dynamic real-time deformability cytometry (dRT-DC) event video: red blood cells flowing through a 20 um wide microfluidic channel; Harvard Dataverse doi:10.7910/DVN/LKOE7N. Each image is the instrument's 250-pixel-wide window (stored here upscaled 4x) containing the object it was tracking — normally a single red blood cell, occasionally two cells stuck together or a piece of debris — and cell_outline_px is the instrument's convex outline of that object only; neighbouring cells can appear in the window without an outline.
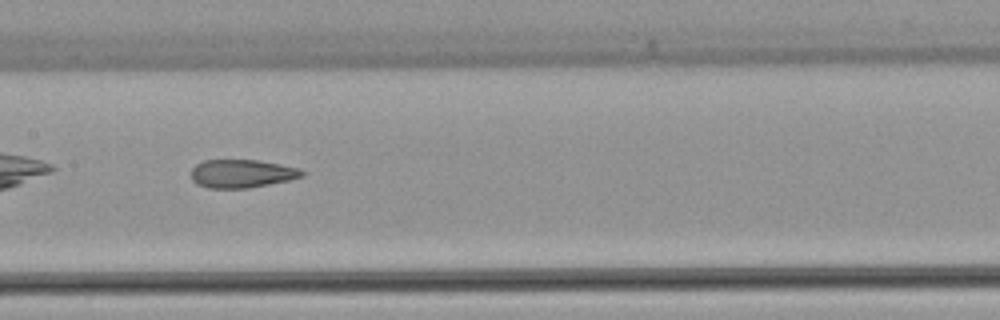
{"species": "common noctule bat (a hibernating species)", "species_latin": "Nyctalus noctula", "temperature_condition": "warm", "stored_images_in_passage": 31, "camera_frame_rate_fps": 3000, "um_per_image_px": 0.085, "animal": {"sex": "female", "body_mass_g": 22.7, "forearm_length_mm": 54.2}, "frame": {"image": 1, "passage_image": 10, "time_ms": 3.0, "image_size_px": [1000, 320], "cell_outline_px": [[308, 172], [304, 176], [288, 180], [248, 188], [208, 188], [196, 184], [192, 180], [192, 168], [196, 164], [204, 160], [260, 160], [300, 168]], "centroid_in_image_um": [20.58, 14.75], "position_along_channel_um": 186.8, "area_um2": 18.38}}